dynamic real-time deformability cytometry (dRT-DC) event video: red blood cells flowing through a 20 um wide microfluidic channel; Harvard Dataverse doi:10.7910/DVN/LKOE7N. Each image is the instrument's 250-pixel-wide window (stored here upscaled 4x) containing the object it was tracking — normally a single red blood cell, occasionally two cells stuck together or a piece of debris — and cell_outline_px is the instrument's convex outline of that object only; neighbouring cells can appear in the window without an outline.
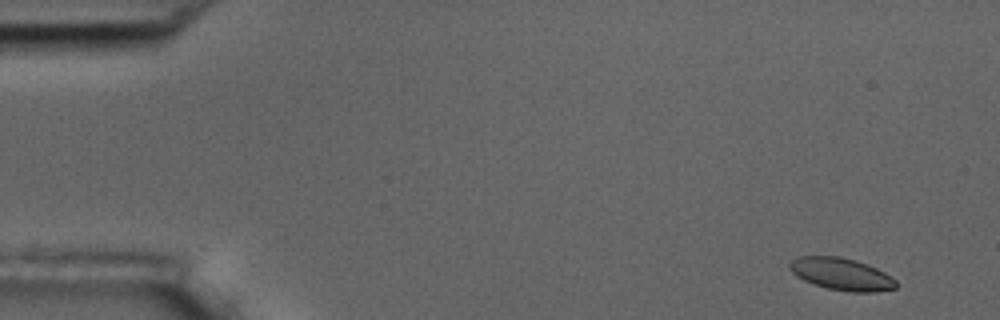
{"species": "common noctule bat (a hibernating species)", "species_latin": "Nyctalus noctula", "temperature_condition": "room temperature", "stored_images_in_passage": 4, "camera_frame_rate_fps": 3000, "um_per_image_px": 0.085, "animal": {"sex": "male", "body_mass_g": 17.5, "forearm_length_mm": 52.3}, "frame": {"image": 1, "passage_image": 1, "time_ms": 0.0, "image_size_px": [1000, 320], "cell_outline_px": [[896, 288], [876, 292], [848, 292], [828, 288], [804, 280], [796, 276], [788, 268], [788, 264], [796, 256], [840, 256], [856, 260], [868, 264], [884, 272], [896, 280]], "centroid_in_image_um": [71.51, 23.28], "position_along_channel_um": 13.5, "area_um2": 20.06}}
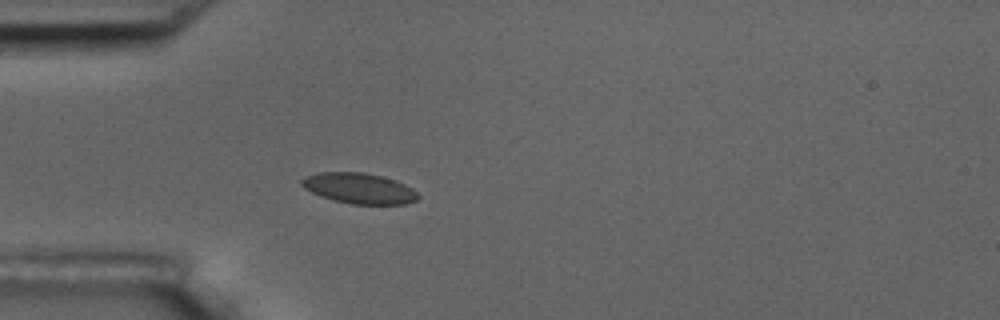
{"frame": {"image": 2, "passage_image": 4, "time_ms": 4.333, "image_size_px": [1000, 320], "cell_outline_px": [[420, 196], [416, 200], [408, 204], [352, 204], [332, 200], [320, 196], [304, 188], [300, 184], [300, 180], [304, 176], [316, 172], [364, 172], [396, 180], [412, 188]], "centroid_in_image_um": [30.5, 16.0], "position_along_channel_um": 54.5, "area_um2": 20.92}}